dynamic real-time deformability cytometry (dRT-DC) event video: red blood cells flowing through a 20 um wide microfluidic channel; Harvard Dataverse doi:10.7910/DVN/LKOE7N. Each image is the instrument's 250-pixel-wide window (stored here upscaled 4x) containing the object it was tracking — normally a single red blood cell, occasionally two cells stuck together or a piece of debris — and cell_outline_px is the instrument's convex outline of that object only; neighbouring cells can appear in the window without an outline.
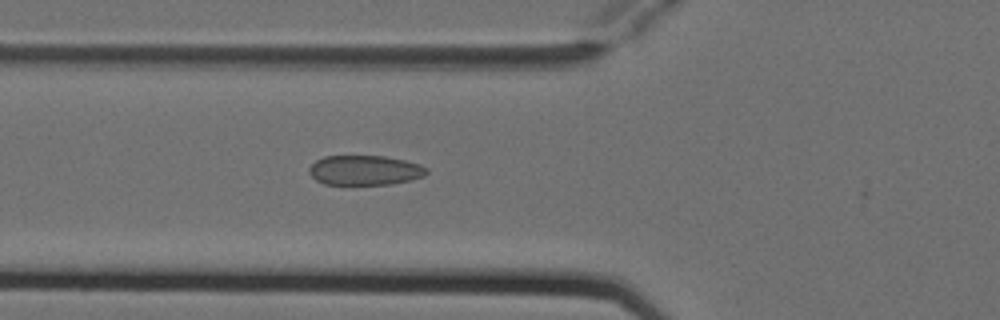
{"species": "Egyptian fruit bat (a non-hibernating species)", "species_latin": "Rousettus aegyptiacus", "temperature_condition": "cold", "stored_images_in_passage": 6, "camera_frame_rate_fps": 3000, "um_per_image_px": 0.085, "animal": {"sex": "female"}, "frame": {"image": 1, "passage_image": 6, "time_ms": 1.667, "image_size_px": [1000, 320], "cell_outline_px": [[428, 172], [424, 176], [392, 184], [324, 184], [316, 180], [308, 172], [308, 168], [316, 160], [324, 156], [384, 156], [404, 160], [420, 164], [428, 168]], "centroid_in_image_um": [31.0, 14.46], "position_along_channel_um": 94.8, "area_um2": 20.35}}